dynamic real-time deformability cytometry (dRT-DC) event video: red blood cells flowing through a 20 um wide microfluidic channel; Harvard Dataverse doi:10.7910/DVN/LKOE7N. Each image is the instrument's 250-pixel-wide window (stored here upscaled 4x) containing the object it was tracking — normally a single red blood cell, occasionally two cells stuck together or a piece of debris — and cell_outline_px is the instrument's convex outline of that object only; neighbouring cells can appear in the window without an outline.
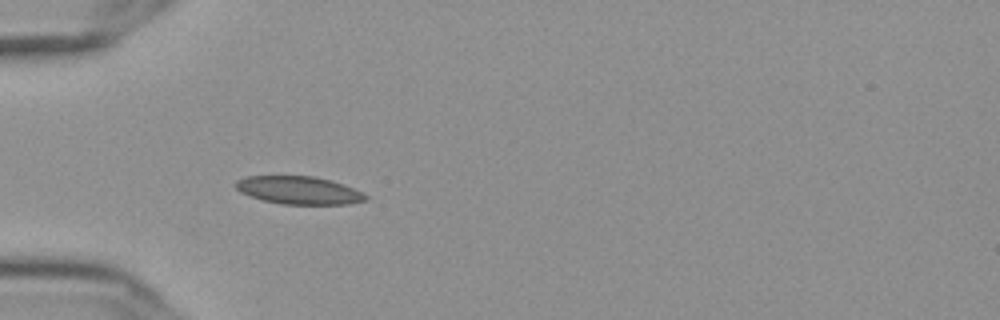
{"species": "Egyptian fruit bat (a non-hibernating species)", "species_latin": "Rousettus aegyptiacus", "temperature_condition": "cold", "stored_images_in_passage": 40, "camera_frame_rate_fps": 3000, "um_per_image_px": 0.085, "frame": {"image": 1, "passage_image": 1, "time_ms": 0.0, "image_size_px": [1000, 320], "cell_outline_px": [[368, 200], [348, 204], [284, 204], [264, 200], [240, 192], [232, 184], [236, 180], [248, 176], [312, 176], [332, 180], [352, 188], [368, 196]], "centroid_in_image_um": [25.38, 16.16], "position_along_channel_um": 59.6, "area_um2": 20.98}}
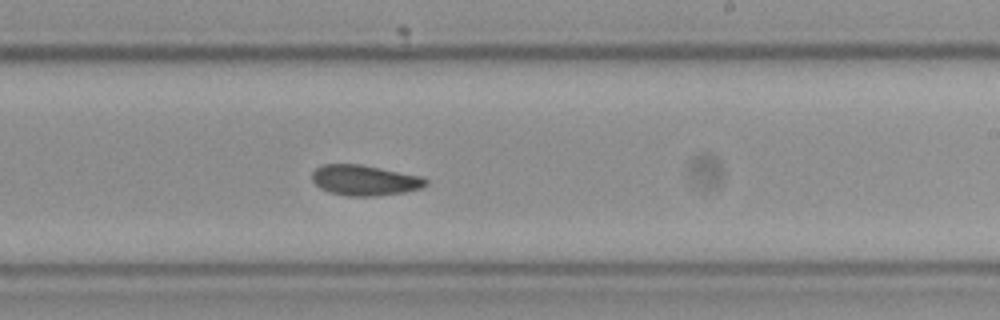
{"frame": {"image": 2, "passage_image": 18, "time_ms": 5.667, "image_size_px": [1000, 320], "cell_outline_px": [[428, 184], [420, 188], [404, 192], [376, 196], [348, 196], [328, 192], [320, 188], [312, 180], [312, 172], [320, 164], [360, 164], [420, 176], [428, 180]], "centroid_in_image_um": [30.96, 15.32], "position_along_channel_um": 258.0, "area_um2": 20.17}}
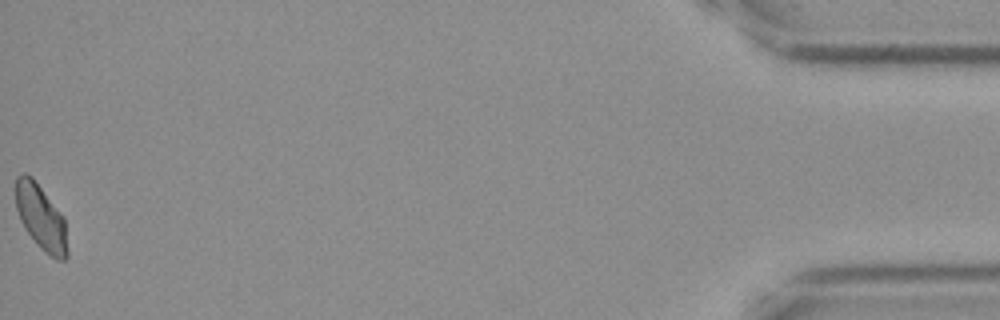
{"frame": {"image": 3, "passage_image": 40, "time_ms": 13.0, "image_size_px": [1000, 320], "cell_outline_px": [[68, 256], [64, 260], [56, 260], [44, 252], [40, 248], [24, 228], [20, 220], [16, 208], [16, 176], [24, 172], [32, 176], [64, 216], [68, 252]], "centroid_in_image_um": [3.49, 18.48], "position_along_channel_um": 431.7, "area_um2": 19.88}}